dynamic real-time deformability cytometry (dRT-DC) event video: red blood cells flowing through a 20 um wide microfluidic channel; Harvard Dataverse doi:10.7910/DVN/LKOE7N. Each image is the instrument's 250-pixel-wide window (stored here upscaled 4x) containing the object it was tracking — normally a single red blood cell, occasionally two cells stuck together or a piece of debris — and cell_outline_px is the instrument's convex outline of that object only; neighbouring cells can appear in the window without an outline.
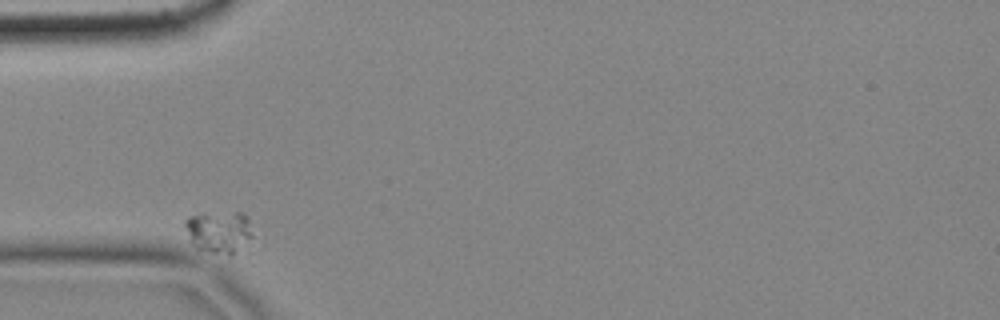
{"species": "common noctule bat (a hibernating species)", "species_latin": "Nyctalus noctula", "temperature_condition": "cold", "stored_images_in_passage": 40, "camera_frame_rate_fps": 3000, "um_per_image_px": 0.085, "animal": {"sex": "female", "body_mass_g": 18.4}, "frame": {"image": 1, "passage_image": 1, "time_ms": 0.0, "image_size_px": [1000, 320], "cell_outline_px": [[252, 236], [232, 256], [228, 256], [196, 248], [192, 244], [184, 224], [184, 220], [188, 216], [200, 212], [244, 212], [248, 216]], "centroid_in_image_um": [18.59, 19.67], "position_along_channel_um": 66.4, "area_um2": 16.88}}
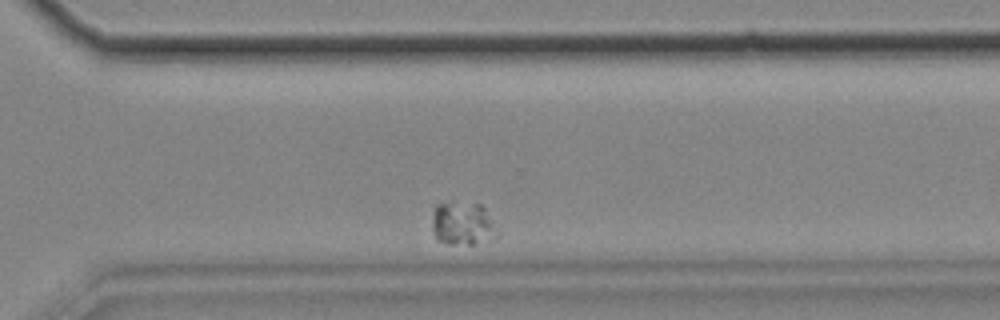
{"frame": {"image": 2, "passage_image": 31, "time_ms": 10.0, "image_size_px": [1000, 320], "cell_outline_px": [[500, 236], [472, 244], [448, 244], [436, 240], [432, 228], [432, 220], [436, 204], [452, 200], [480, 204], [484, 208], [500, 232]], "centroid_in_image_um": [39.32, 18.98], "position_along_channel_um": 331.3, "area_um2": 16.88}}